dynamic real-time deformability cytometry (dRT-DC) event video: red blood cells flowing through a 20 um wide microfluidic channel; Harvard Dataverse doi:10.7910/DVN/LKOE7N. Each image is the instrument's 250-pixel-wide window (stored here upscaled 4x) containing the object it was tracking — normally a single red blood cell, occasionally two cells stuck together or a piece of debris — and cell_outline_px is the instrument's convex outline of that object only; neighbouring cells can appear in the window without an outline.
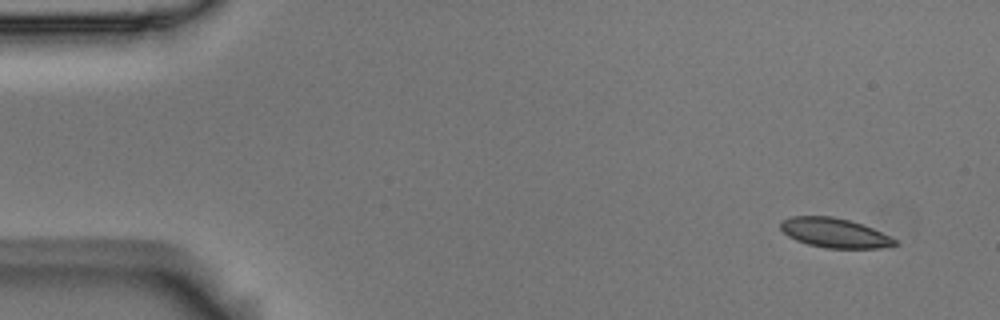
{"species": "Egyptian fruit bat (a non-hibernating species)", "species_latin": "Rousettus aegyptiacus", "temperature_condition": "room temperature", "stored_images_in_passage": 9, "camera_frame_rate_fps": 3000, "um_per_image_px": 0.085, "animal": {"sex": "male"}, "frame": {"image": 1, "passage_image": 1, "time_ms": 0.0, "image_size_px": [1000, 320], "cell_outline_px": [[900, 244], [880, 248], [828, 248], [808, 244], [796, 240], [788, 236], [780, 228], [780, 220], [792, 216], [832, 216], [848, 220], [872, 228], [896, 240]], "centroid_in_image_um": [70.9, 19.79], "position_along_channel_um": 14.1, "area_um2": 19.48}}
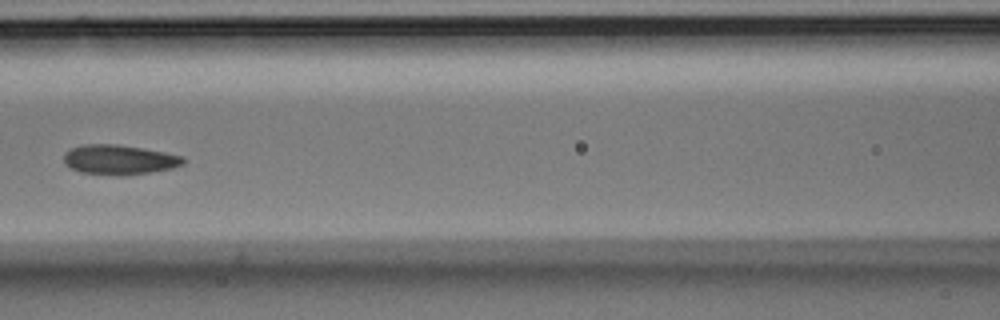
{"frame": {"image": 2, "passage_image": 7, "time_ms": 2.0, "image_size_px": [1000, 320], "cell_outline_px": [[184, 164], [172, 168], [124, 176], [116, 176], [80, 172], [64, 164], [64, 152], [72, 148], [84, 144], [116, 144], [144, 148], [184, 156]], "centroid_in_image_um": [10.12, 13.57], "position_along_channel_um": 156.5, "area_um2": 20.81}}
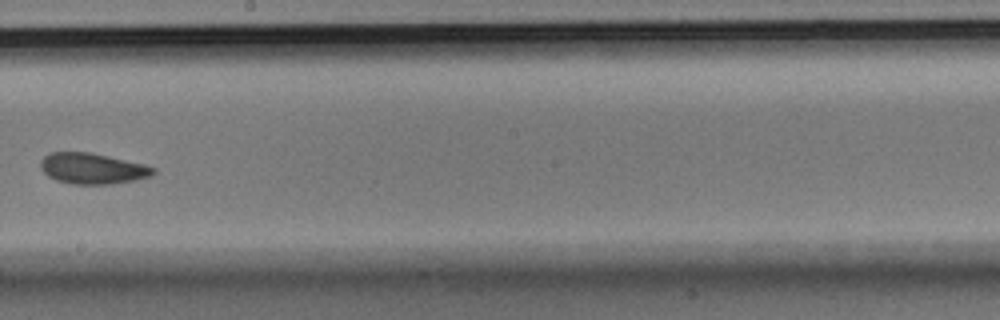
{"frame": {"image": 3, "passage_image": 9, "time_ms": 2.667, "image_size_px": [1000, 320], "cell_outline_px": [[156, 172], [152, 176], [112, 184], [72, 184], [56, 180], [48, 176], [40, 168], [40, 160], [48, 152], [92, 152], [144, 164], [156, 168]], "centroid_in_image_um": [7.85, 14.31], "position_along_channel_um": 240.4, "area_um2": 20.4}}